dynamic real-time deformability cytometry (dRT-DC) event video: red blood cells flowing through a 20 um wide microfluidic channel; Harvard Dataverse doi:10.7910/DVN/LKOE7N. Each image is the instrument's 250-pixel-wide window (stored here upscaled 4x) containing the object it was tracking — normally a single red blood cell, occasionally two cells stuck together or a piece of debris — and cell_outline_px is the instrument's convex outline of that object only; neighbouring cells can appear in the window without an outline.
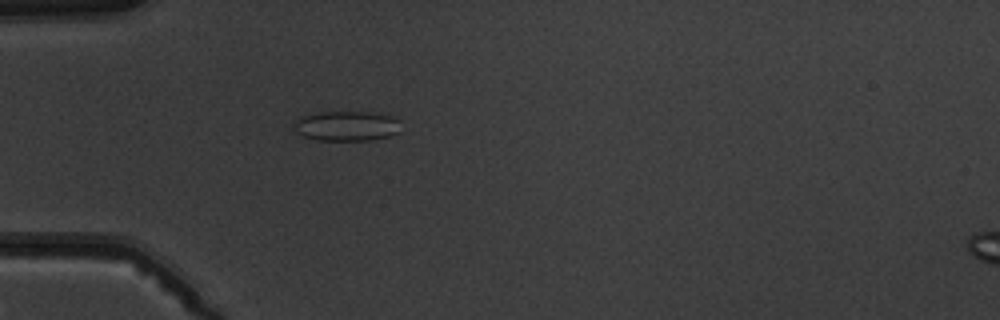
{"species": "common noctule bat (a hibernating species)", "species_latin": "Nyctalus noctula", "temperature_condition": "warm", "stored_images_in_passage": 5, "camera_frame_rate_fps": 3000, "um_per_image_px": 0.085, "animal": {"sex": "male", "body_mass_g": 19.5, "forearm_length_mm": 54.6}, "frame": {"image": 1, "passage_image": 5, "time_ms": 5.333, "image_size_px": [1000, 320], "cell_outline_px": [[400, 132], [388, 136], [368, 140], [316, 140], [304, 136], [296, 132], [292, 128], [292, 124], [300, 116], [320, 112], [372, 112], [392, 116], [400, 120]], "centroid_in_image_um": [29.45, 10.7], "position_along_channel_um": 55.6, "area_um2": 18.84}}